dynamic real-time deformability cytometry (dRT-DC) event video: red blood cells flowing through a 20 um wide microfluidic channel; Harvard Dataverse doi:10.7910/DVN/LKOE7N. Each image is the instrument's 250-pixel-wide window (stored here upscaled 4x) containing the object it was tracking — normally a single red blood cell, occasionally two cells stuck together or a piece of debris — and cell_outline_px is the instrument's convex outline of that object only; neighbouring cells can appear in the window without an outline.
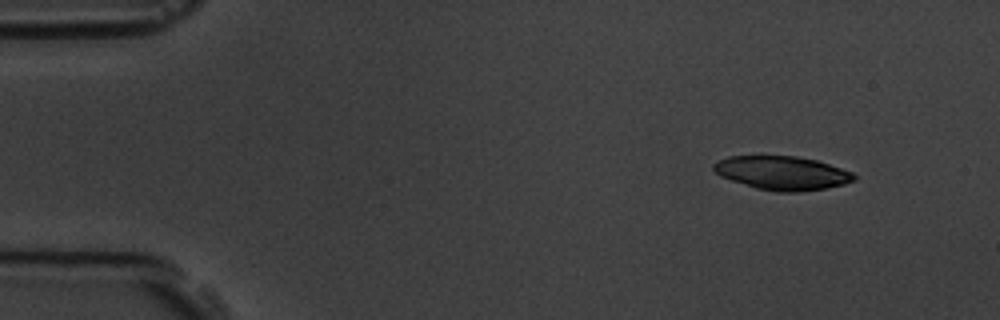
{"species": "common noctule bat (a hibernating species)", "species_latin": "Nyctalus noctula", "temperature_condition": "room temperature", "stored_images_in_passage": 4, "camera_frame_rate_fps": 3000, "um_per_image_px": 0.085, "animal": {"sex": "male", "body_mass_g": 19.5, "forearm_length_mm": 54.6}, "frame": {"image": 1, "passage_image": 1, "time_ms": 0.0, "image_size_px": [1000, 320], "cell_outline_px": [[856, 180], [844, 184], [824, 188], [800, 192], [776, 192], [756, 188], [720, 176], [712, 168], [712, 164], [728, 156], [796, 156], [816, 160], [852, 172], [856, 176]], "centroid_in_image_um": [66.48, 14.71], "position_along_channel_um": 18.5, "area_um2": 27.46}}